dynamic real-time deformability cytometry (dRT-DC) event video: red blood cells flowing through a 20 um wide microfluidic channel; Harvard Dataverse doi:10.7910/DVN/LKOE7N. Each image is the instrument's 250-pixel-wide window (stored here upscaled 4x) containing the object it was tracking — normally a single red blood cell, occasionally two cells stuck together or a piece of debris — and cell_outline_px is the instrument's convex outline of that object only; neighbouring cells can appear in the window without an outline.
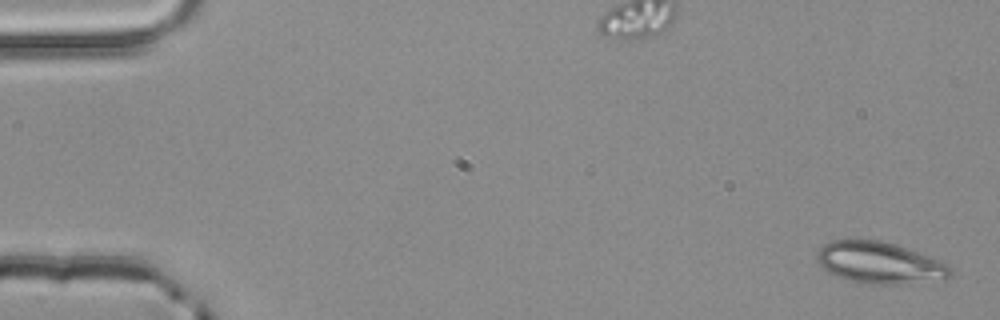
{"species": "common noctule bat (a hibernating species)", "species_latin": "Nyctalus noctula", "temperature_condition": "room temperature", "stored_images_in_passage": 3, "camera_frame_rate_fps": 3000, "um_per_image_px": 0.085, "animal": {"sex": "male", "body_mass_g": 20.4}, "frame": {"image": 1, "passage_image": 1, "time_ms": 0.0, "image_size_px": [1000, 320], "cell_outline_px": [[952, 276], [944, 280], [904, 284], [868, 284], [848, 280], [836, 276], [820, 268], [816, 260], [816, 252], [824, 244], [832, 240], [880, 240], [896, 244], [940, 260], [948, 264], [952, 268]], "centroid_in_image_um": [74.78, 22.35], "position_along_channel_um": 10.2, "area_um2": 32.89}}